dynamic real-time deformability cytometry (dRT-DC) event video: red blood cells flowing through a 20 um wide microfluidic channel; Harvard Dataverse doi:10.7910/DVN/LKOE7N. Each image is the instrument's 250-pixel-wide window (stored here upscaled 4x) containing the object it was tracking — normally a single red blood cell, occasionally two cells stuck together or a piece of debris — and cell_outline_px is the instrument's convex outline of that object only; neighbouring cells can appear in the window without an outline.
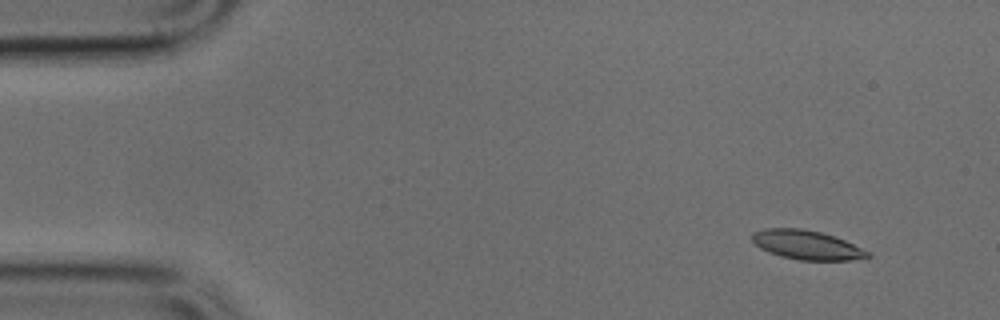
{"species": "common noctule bat (a hibernating species)", "species_latin": "Nyctalus noctula", "temperature_condition": "cold", "stored_images_in_passage": 47, "segment_of_instrument_passage": [1, 2], "camera_frame_rate_fps": 3000, "um_per_image_px": 0.085, "animal": {"sex": "male", "body_mass_g": 17.9, "forearm_length_mm": 54.2}, "frame": {"image": 1, "passage_image": 1, "time_ms": 0.0, "image_size_px": [1000, 320], "cell_outline_px": [[872, 256], [848, 260], [800, 260], [780, 256], [760, 248], [752, 240], [752, 232], [764, 228], [800, 228], [820, 232], [844, 240], [872, 252]], "centroid_in_image_um": [68.57, 20.81], "position_along_channel_um": 16.4, "area_um2": 19.54}}
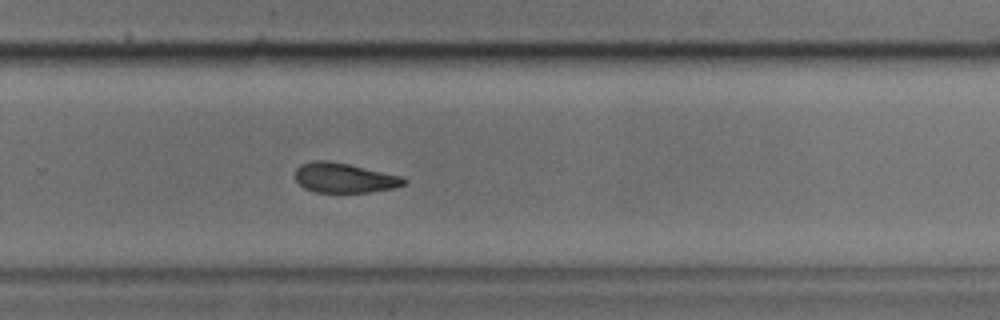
{"frame": {"image": 2, "passage_image": 29, "time_ms": 9.333, "image_size_px": [1000, 320], "cell_outline_px": [[408, 180], [404, 184], [392, 188], [372, 192], [316, 192], [304, 188], [296, 180], [296, 168], [300, 164], [312, 160], [328, 160], [348, 164], [400, 176]], "centroid_in_image_um": [29.22, 15.11], "position_along_channel_um": 300.6, "area_um2": 18.73}}
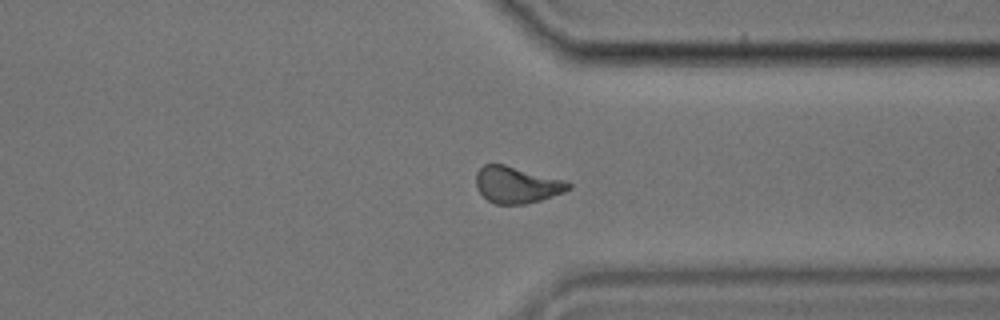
{"frame": {"image": 3, "passage_image": 34, "time_ms": 11.0, "image_size_px": [1000, 320], "cell_outline_px": [[572, 188], [564, 192], [540, 200], [524, 204], [496, 204], [488, 200], [476, 188], [476, 172], [484, 164], [504, 164], [564, 180], [572, 184]], "centroid_in_image_um": [43.92, 15.71], "position_along_channel_um": 367.5, "area_um2": 19.59}}